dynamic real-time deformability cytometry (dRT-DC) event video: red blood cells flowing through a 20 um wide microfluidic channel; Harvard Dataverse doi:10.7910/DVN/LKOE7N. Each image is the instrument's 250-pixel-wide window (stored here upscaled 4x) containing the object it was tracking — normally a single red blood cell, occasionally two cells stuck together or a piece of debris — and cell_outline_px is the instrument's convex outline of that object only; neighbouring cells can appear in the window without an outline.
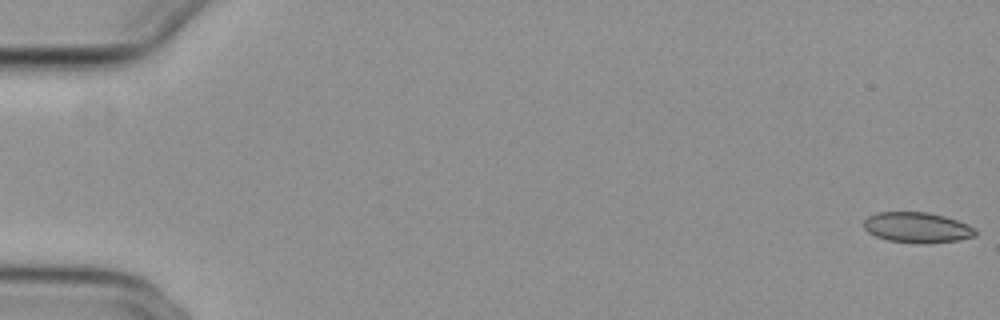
{"species": "common noctule bat (a hibernating species)", "species_latin": "Nyctalus noctula", "temperature_condition": "cold", "stored_images_in_passage": 9, "camera_frame_rate_fps": 3000, "um_per_image_px": 0.085, "animal": {"sex": "female", "body_mass_g": 29.2, "forearm_length_mm": 56.3}, "frame": {"image": 1, "passage_image": 1, "time_ms": 0.0, "image_size_px": [1000, 320], "cell_outline_px": [[976, 236], [960, 240], [924, 244], [920, 244], [888, 240], [876, 236], [868, 232], [864, 228], [864, 220], [868, 216], [876, 212], [928, 212], [944, 216], [968, 224], [976, 228]], "centroid_in_image_um": [77.98, 19.34], "position_along_channel_um": 7.0, "area_um2": 20.0}}